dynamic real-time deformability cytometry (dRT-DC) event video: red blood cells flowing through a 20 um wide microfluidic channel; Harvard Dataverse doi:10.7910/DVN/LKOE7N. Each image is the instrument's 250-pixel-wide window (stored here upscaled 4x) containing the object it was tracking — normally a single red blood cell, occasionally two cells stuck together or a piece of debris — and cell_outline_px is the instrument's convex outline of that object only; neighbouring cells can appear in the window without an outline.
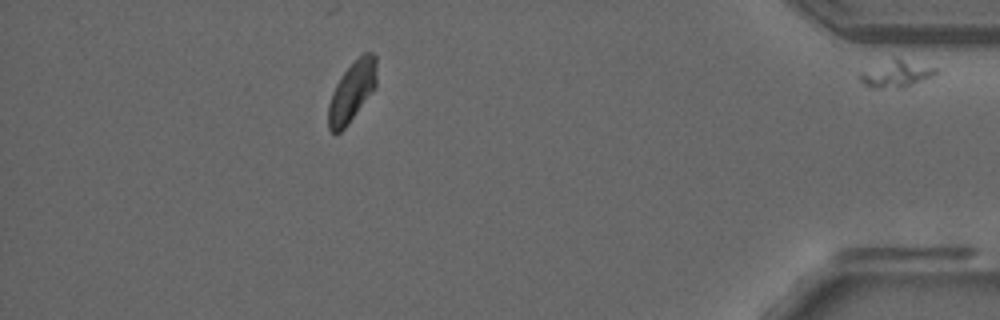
{"species": "common noctule bat (a hibernating species)", "species_latin": "Nyctalus noctula", "temperature_condition": "room temperature", "stored_images_in_passage": 34, "segment_of_instrument_passage": [2, 2], "camera_frame_rate_fps": 3000, "um_per_image_px": 0.085, "animal": {"sex": "male", "forearm_length_mm": 52.5}, "frame": {"image": 1, "passage_image": 34, "time_ms": 11.0, "image_size_px": [1000, 320], "cell_outline_px": [[940, 72], [936, 76], [904, 88], [868, 88], [856, 76], [860, 72], [892, 56], [896, 56], [940, 68]], "centroid_in_image_um": [76.23, 6.25], "position_along_channel_um": 359.0, "area_um2": 12.83}}